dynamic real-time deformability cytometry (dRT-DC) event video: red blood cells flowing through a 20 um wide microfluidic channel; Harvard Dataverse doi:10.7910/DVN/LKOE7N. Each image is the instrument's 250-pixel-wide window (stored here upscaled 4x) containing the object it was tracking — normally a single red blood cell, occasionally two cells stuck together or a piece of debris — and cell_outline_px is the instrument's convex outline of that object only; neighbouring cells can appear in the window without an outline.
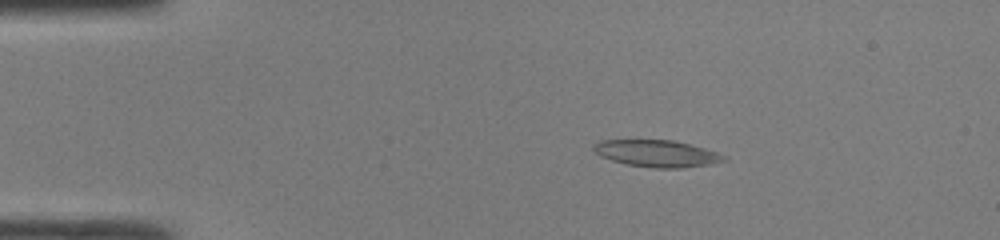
{"species": "common noctule bat (a hibernating species)", "species_latin": "Nyctalus noctula", "temperature_condition": "room temperature", "stored_images_in_passage": 47, "camera_frame_rate_fps": 3000, "um_per_image_px": 0.085, "animal": {"sex": "male", "body_mass_g": 19.0, "forearm_length_mm": 50.8}, "frame": {"image": 1, "passage_image": 8, "time_ms": 2.333, "image_size_px": [1000, 240], "cell_outline_px": [[728, 160], [712, 164], [680, 168], [652, 168], [628, 164], [612, 160], [600, 156], [592, 148], [592, 144], [600, 140], [672, 140], [704, 148], [728, 156]], "centroid_in_image_um": [55.85, 13.05], "position_along_channel_um": 29.2, "area_um2": 20.4}}
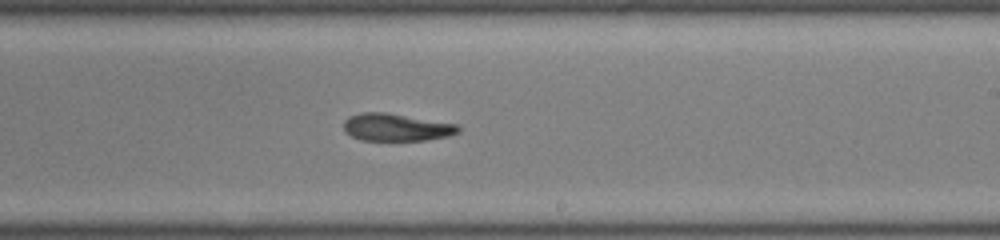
{"frame": {"image": 2, "passage_image": 28, "time_ms": 9.0, "image_size_px": [1000, 240], "cell_outline_px": [[460, 132], [448, 136], [424, 140], [360, 140], [344, 132], [344, 120], [348, 116], [364, 112], [384, 112], [456, 124], [460, 128]], "centroid_in_image_um": [33.65, 10.82], "position_along_channel_um": 255.4, "area_um2": 18.21}}
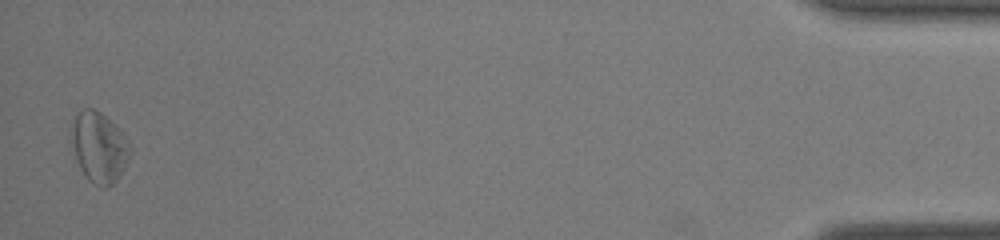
{"frame": {"image": 3, "passage_image": 46, "time_ms": 15.0, "image_size_px": [1000, 240], "cell_outline_px": [[132, 152], [124, 168], [116, 180], [112, 184], [104, 188], [100, 188], [92, 184], [88, 180], [68, 140], [76, 116], [84, 108], [92, 108], [100, 112], [124, 136], [132, 148]], "centroid_in_image_um": [8.42, 12.55], "position_along_channel_um": 426.8, "area_um2": 23.7}, "authors_computed_cell_mechanics": {"area_um2": 20.3456, "velocity_mm_per_s": 4.2964, "shape_relaxation_time_tau1_ms": 4.7423, "shape_relaxation_time_tau2_ms": 8.3031, "deformation_change_tau1": 0.1428, "deformation_change_tau2": 0.2083}}